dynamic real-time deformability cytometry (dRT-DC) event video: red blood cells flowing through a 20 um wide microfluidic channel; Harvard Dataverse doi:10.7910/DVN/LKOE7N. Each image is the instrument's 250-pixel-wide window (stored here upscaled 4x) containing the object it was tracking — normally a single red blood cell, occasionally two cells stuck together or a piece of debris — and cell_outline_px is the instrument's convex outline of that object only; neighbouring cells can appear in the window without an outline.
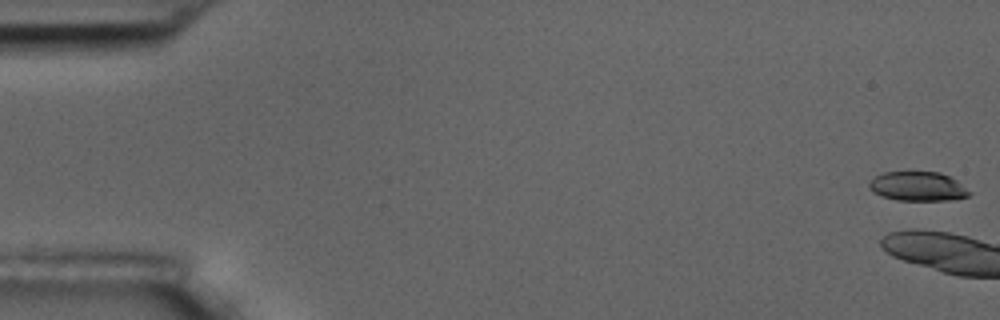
{"species": "common noctule bat (a hibernating species)", "species_latin": "Nyctalus noctula", "temperature_condition": "room temperature", "stored_images_in_passage": 5, "camera_frame_rate_fps": 3000, "um_per_image_px": 0.085, "animal": {"sex": "male", "body_mass_g": 17.5, "forearm_length_mm": 52.3}, "frame": {"image": 1, "passage_image": 1, "time_ms": 0.0, "image_size_px": [1000, 320], "cell_outline_px": [[972, 192], [968, 196], [948, 200], [896, 200], [880, 196], [872, 192], [868, 188], [868, 184], [876, 176], [884, 172], [940, 172], [956, 180]], "centroid_in_image_um": [77.99, 15.84], "position_along_channel_um": 7.0, "area_um2": 17.05}}